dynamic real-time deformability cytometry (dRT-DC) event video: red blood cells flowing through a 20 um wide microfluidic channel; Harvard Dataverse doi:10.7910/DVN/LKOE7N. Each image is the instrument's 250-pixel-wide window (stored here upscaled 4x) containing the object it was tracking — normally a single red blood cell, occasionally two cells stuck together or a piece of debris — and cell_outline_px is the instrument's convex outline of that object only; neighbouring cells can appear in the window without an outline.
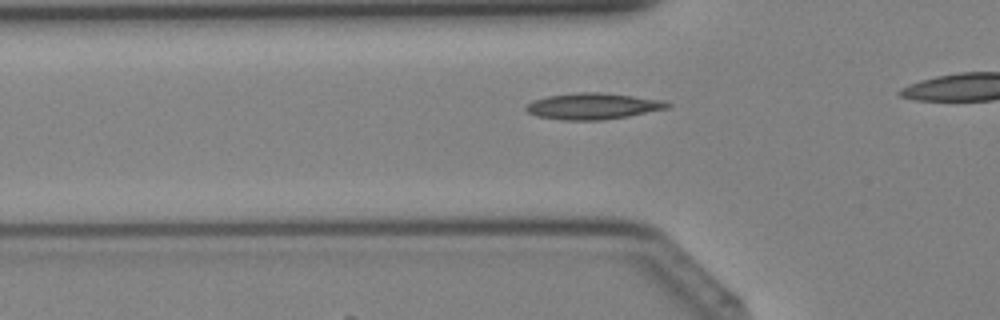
{"species": "Egyptian fruit bat (a non-hibernating species)", "species_latin": "Rousettus aegyptiacus", "temperature_condition": "cold", "stored_images_in_passage": 13, "camera_frame_rate_fps": 3000, "um_per_image_px": 0.085, "animal": {"sex": "female"}, "frame": {"image": 1, "passage_image": 7, "time_ms": 2.0, "image_size_px": [1000, 320], "cell_outline_px": [[672, 104], [668, 108], [628, 116], [604, 120], [564, 120], [536, 116], [528, 112], [524, 108], [532, 100], [548, 96], [580, 92], [604, 92], [660, 100]], "centroid_in_image_um": [50.37, 9.03], "position_along_channel_um": 75.4, "area_um2": 21.5}}
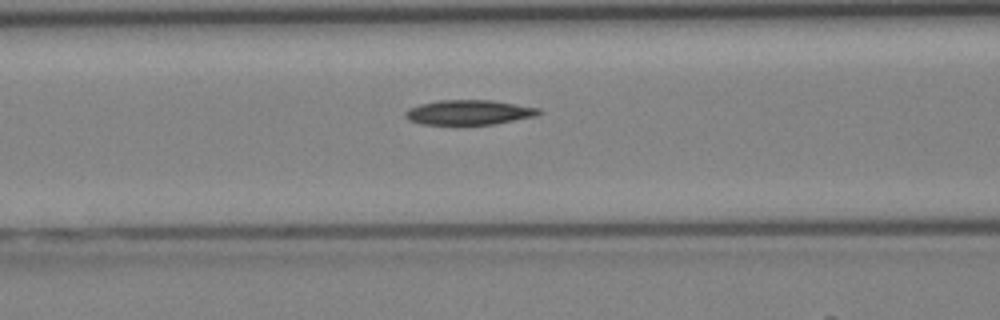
{"frame": {"image": 2, "passage_image": 10, "time_ms": 3.0, "image_size_px": [1000, 320], "cell_outline_px": [[544, 112], [536, 116], [496, 124], [420, 124], [408, 120], [404, 116], [404, 112], [408, 108], [420, 104], [440, 100], [492, 100], [540, 108]], "centroid_in_image_um": [39.87, 9.55], "position_along_channel_um": 126.7, "area_um2": 19.42}}
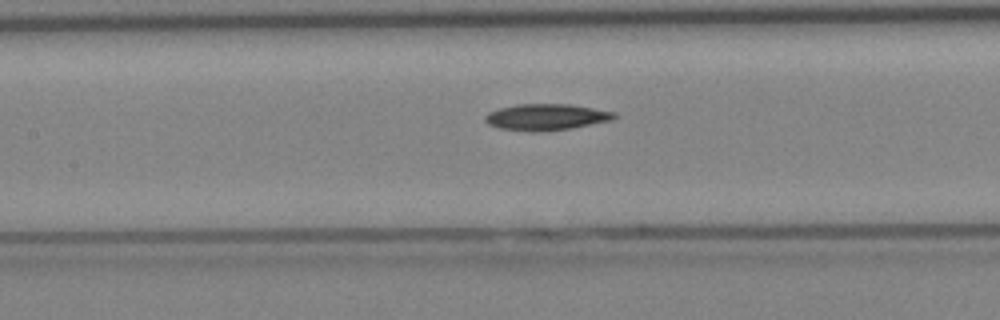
{"frame": {"image": 3, "passage_image": 12, "time_ms": 3.667, "image_size_px": [1000, 320], "cell_outline_px": [[616, 116], [612, 120], [572, 128], [536, 132], [500, 128], [488, 124], [484, 120], [484, 116], [488, 112], [500, 108], [516, 104], [572, 104], [616, 112]], "centroid_in_image_um": [46.43, 9.94], "position_along_channel_um": 161.0, "area_um2": 19.83}}